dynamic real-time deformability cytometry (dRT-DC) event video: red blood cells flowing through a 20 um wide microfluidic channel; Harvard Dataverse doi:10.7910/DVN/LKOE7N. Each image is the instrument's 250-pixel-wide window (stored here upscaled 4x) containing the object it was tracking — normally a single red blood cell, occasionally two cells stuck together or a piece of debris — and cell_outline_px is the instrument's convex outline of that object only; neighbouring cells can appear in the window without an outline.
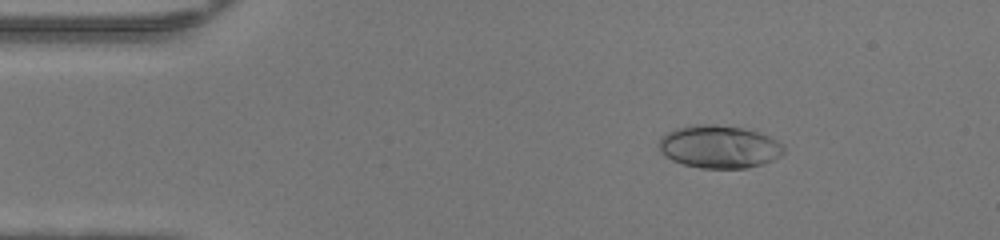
{"species": "human", "species_latin": "Homo sapiens", "temperature_condition": "warm", "stored_images_in_passage": 48, "camera_frame_rate_fps": 3000, "um_per_image_px": 0.085, "donor": {"sex": "female"}, "frame": {"image": 1, "passage_image": 7, "time_ms": 2.0, "image_size_px": [1000, 240], "cell_outline_px": [[784, 152], [780, 156], [764, 164], [744, 168], [700, 168], [684, 164], [672, 160], [664, 156], [660, 152], [660, 136], [676, 128], [696, 124], [716, 124], [744, 128], [768, 136], [784, 144]], "centroid_in_image_um": [61.13, 12.47], "position_along_channel_um": 23.9, "area_um2": 31.21}}
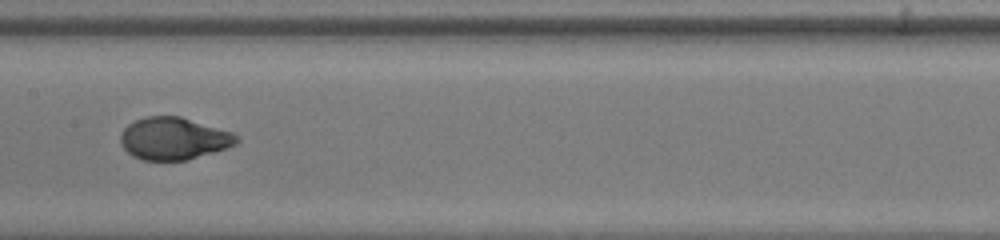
{"frame": {"image": 2, "passage_image": 24, "time_ms": 7.667, "image_size_px": [1000, 240], "cell_outline_px": [[240, 140], [236, 144], [188, 160], [144, 160], [132, 156], [120, 144], [120, 132], [128, 124], [144, 116], [180, 116], [232, 132], [240, 136]], "centroid_in_image_um": [14.74, 11.77], "position_along_channel_um": 192.7, "area_um2": 28.61}}
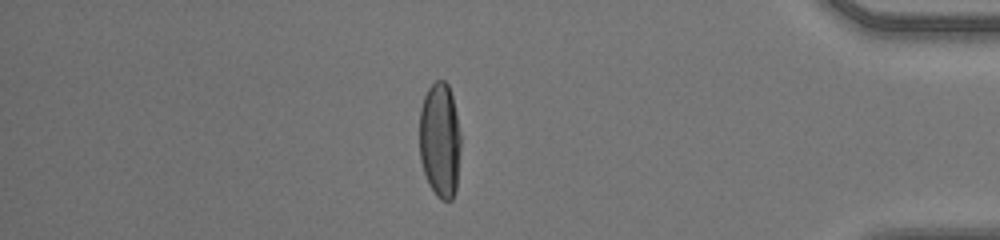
{"frame": {"image": 3, "passage_image": 41, "time_ms": 13.333, "image_size_px": [1000, 240], "cell_outline_px": [[460, 148], [456, 192], [452, 200], [440, 200], [436, 196], [428, 184], [420, 160], [420, 108], [424, 96], [428, 88], [436, 80], [444, 80], [448, 84], [452, 96], [460, 132]], "centroid_in_image_um": [37.39, 11.94], "position_along_channel_um": 397.8, "area_um2": 27.92}, "authors_computed_cell_mechanics": {"area_um2": 29.2468, "velocity_mm_per_s": 4.304, "shape_relaxation_time_tau1_ms": 3.8458, "shape_relaxation_time_tau2_ms": null, "deformation_change_tau1": 0.2506, "deformation_change_tau2": null}}